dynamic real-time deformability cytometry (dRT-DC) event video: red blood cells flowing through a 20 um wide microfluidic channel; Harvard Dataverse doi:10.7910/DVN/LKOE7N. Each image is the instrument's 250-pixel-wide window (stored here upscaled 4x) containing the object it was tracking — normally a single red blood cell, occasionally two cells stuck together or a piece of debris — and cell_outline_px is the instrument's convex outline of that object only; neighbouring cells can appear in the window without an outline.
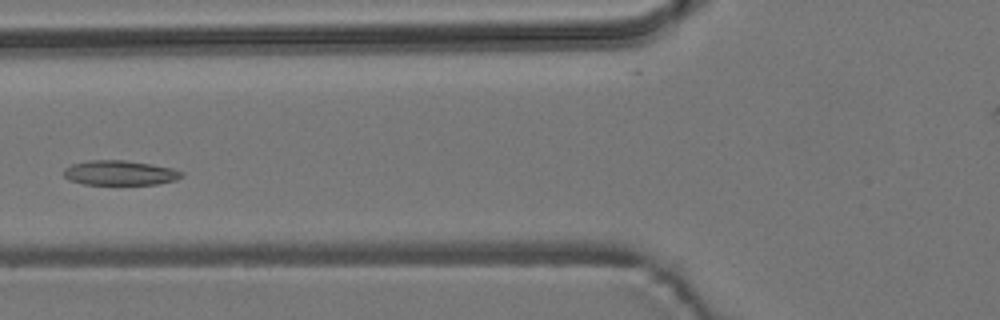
{"species": "common noctule bat (a hibernating species)", "species_latin": "Nyctalus noctula", "temperature_condition": "room temperature", "stored_images_in_passage": 6, "camera_frame_rate_fps": 3000, "um_per_image_px": 0.085, "animal": {"sex": "male", "body_mass_g": 19.2, "forearm_length_mm": 51.8}, "frame": {"image": 1, "passage_image": 5, "time_ms": 4.667, "image_size_px": [1000, 320], "cell_outline_px": [[184, 176], [176, 180], [156, 184], [84, 184], [68, 180], [64, 176], [64, 168], [72, 164], [88, 160], [124, 160], [152, 164], [172, 168], [184, 172]], "centroid_in_image_um": [10.2, 14.69], "position_along_channel_um": 115.6, "area_um2": 17.05}}